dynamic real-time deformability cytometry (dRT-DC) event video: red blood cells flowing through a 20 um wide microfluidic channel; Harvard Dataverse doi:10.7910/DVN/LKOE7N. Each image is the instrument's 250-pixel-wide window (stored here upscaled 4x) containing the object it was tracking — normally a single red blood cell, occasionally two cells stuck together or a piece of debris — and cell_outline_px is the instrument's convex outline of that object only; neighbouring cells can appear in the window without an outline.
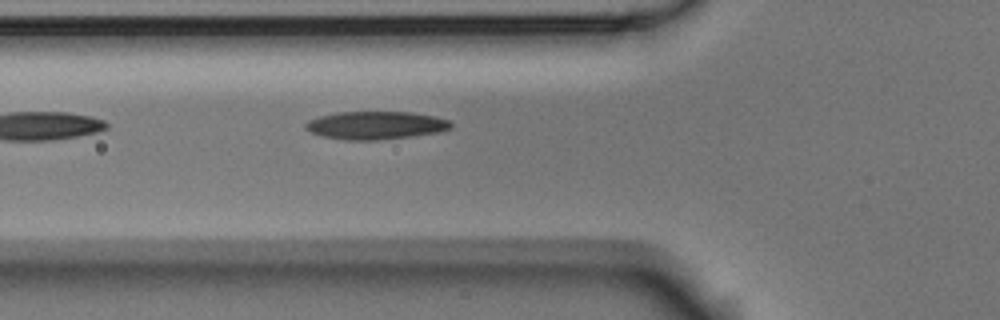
{"species": "Egyptian fruit bat (a non-hibernating species)", "species_latin": "Rousettus aegyptiacus", "temperature_condition": "room temperature", "stored_images_in_passage": 2, "camera_frame_rate_fps": 3000, "um_per_image_px": 0.085, "animal": {"sex": "male"}, "frame": {"image": 1, "passage_image": 2, "time_ms": 0.333, "image_size_px": [1000, 320], "cell_outline_px": [[452, 128], [436, 132], [412, 136], [376, 140], [344, 140], [320, 136], [304, 128], [304, 124], [308, 120], [320, 116], [336, 112], [408, 112], [436, 116], [448, 120], [452, 124]], "centroid_in_image_um": [31.9, 10.65], "position_along_channel_um": 93.9, "area_um2": 23.7}}